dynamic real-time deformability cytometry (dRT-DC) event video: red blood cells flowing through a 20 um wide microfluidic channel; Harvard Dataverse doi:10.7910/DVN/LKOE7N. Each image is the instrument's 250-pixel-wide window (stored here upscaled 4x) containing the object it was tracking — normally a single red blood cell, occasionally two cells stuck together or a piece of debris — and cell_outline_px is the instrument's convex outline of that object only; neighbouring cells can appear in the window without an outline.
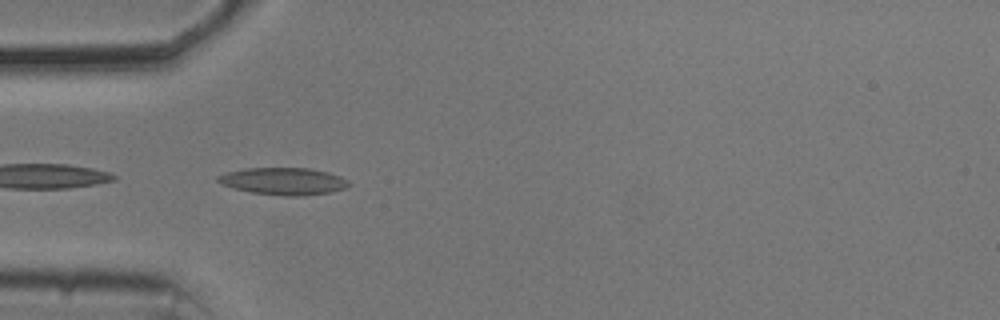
{"species": "common noctule bat (a hibernating species)", "species_latin": "Nyctalus noctula", "temperature_condition": "cold", "stored_images_in_passage": 39, "camera_frame_rate_fps": 3000, "um_per_image_px": 0.085, "animal": {"sex": "male", "body_mass_g": 20.5, "forearm_length_mm": 52.5}, "frame": {"image": 1, "passage_image": 1, "time_ms": 0.0, "image_size_px": [1000, 320], "cell_outline_px": [[348, 184], [344, 188], [328, 192], [300, 196], [284, 196], [252, 192], [220, 184], [216, 180], [216, 176], [228, 172], [244, 168], [308, 168], [328, 172], [340, 176], [348, 180]], "centroid_in_image_um": [24.06, 15.39], "position_along_channel_um": 60.9, "area_um2": 20.46}}
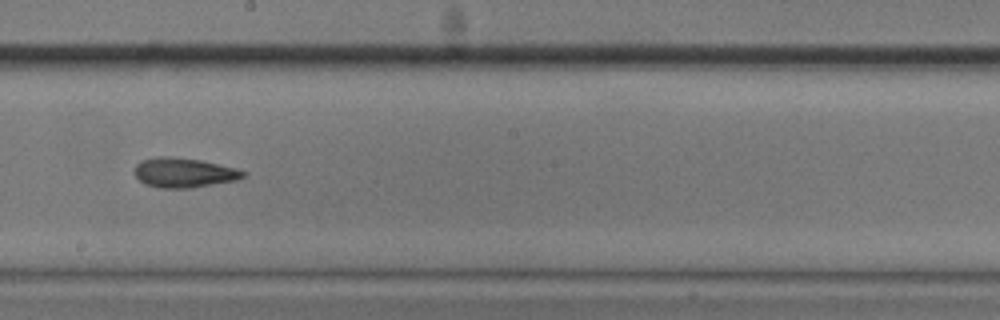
{"frame": {"image": 2, "passage_image": 15, "time_ms": 4.667, "image_size_px": [1000, 320], "cell_outline_px": [[248, 172], [244, 176], [236, 180], [192, 188], [160, 188], [144, 184], [132, 172], [136, 164], [140, 160], [156, 156], [168, 156], [200, 160], [236, 168]], "centroid_in_image_um": [15.59, 14.67], "position_along_channel_um": 232.6, "area_um2": 18.96}}
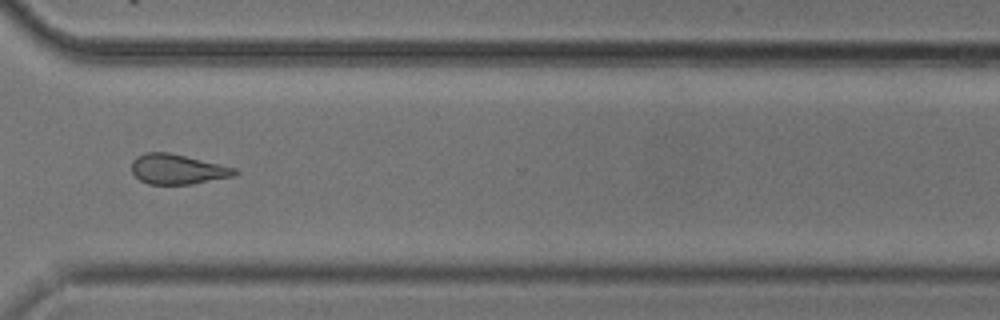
{"frame": {"image": 3, "passage_image": 25, "time_ms": 8.0, "image_size_px": [1000, 320], "cell_outline_px": [[240, 172], [236, 176], [192, 184], [148, 184], [140, 180], [132, 172], [132, 160], [136, 156], [144, 152], [168, 152], [220, 164], [236, 168]], "centroid_in_image_um": [15.11, 14.38], "position_along_channel_um": 355.5, "area_um2": 18.15}, "authors_computed_cell_mechanics": {"area_um2": 18.3226, "velocity_mm_per_s": 3.7007, "shape_relaxation_time_tau1_ms": 3.7691, "shape_relaxation_time_tau2_ms": 3.8628, "deformation_change_tau1": 0.1121, "deformation_change_tau2": 0.1317}}